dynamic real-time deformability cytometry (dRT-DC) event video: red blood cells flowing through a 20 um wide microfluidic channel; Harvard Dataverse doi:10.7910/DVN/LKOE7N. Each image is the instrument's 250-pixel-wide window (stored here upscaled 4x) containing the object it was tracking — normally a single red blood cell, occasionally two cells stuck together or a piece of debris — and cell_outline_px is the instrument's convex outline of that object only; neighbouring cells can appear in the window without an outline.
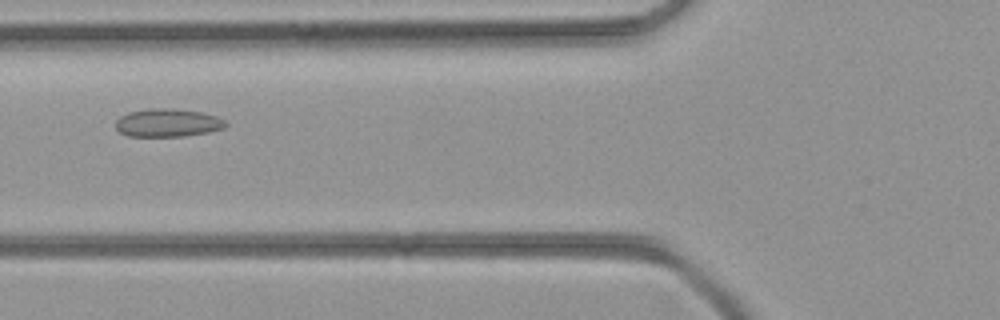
{"species": "common noctule bat (a hibernating species)", "species_latin": "Nyctalus noctula", "temperature_condition": "room temperature", "stored_images_in_passage": 35, "camera_frame_rate_fps": 3000, "um_per_image_px": 0.085, "animal": {"sex": "female", "body_mass_g": 21.9}, "frame": {"image": 1, "passage_image": 8, "time_ms": 2.333, "image_size_px": [1000, 320], "cell_outline_px": [[228, 124], [224, 128], [208, 132], [184, 136], [128, 136], [120, 132], [116, 128], [116, 120], [120, 116], [128, 112], [148, 108], [172, 108], [200, 112], [216, 116], [224, 120]], "centroid_in_image_um": [14.24, 10.43], "position_along_channel_um": 111.6, "area_um2": 18.03}}
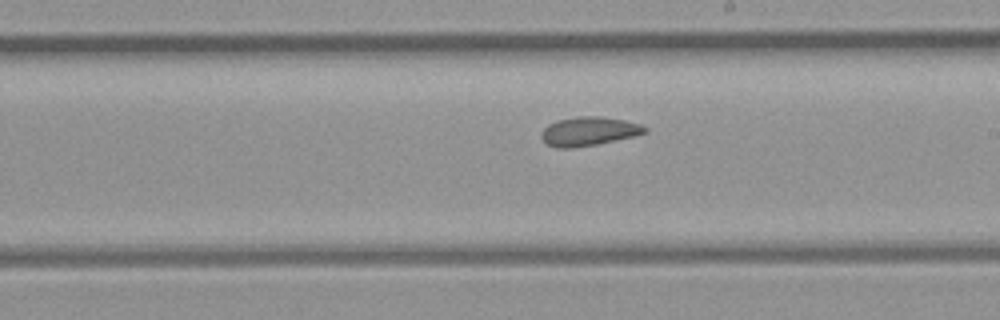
{"frame": {"image": 2, "passage_image": 16, "time_ms": 5.0, "image_size_px": [1000, 320], "cell_outline_px": [[648, 132], [632, 136], [596, 144], [572, 148], [556, 148], [548, 144], [540, 136], [544, 128], [548, 124], [556, 120], [576, 116], [600, 116], [624, 120], [640, 124], [648, 128]], "centroid_in_image_um": [50.03, 11.15], "position_along_channel_um": 239.0, "area_um2": 17.34}}
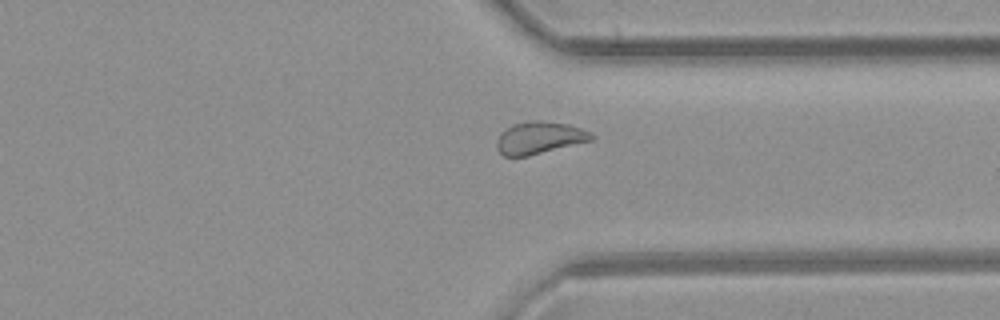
{"frame": {"image": 3, "passage_image": 24, "time_ms": 7.667, "image_size_px": [1000, 320], "cell_outline_px": [[596, 136], [592, 140], [528, 156], [504, 156], [496, 148], [496, 140], [500, 132], [512, 124], [536, 120], [544, 120], [568, 124], [592, 132]], "centroid_in_image_um": [45.84, 11.7], "position_along_channel_um": 365.6, "area_um2": 17.92}}